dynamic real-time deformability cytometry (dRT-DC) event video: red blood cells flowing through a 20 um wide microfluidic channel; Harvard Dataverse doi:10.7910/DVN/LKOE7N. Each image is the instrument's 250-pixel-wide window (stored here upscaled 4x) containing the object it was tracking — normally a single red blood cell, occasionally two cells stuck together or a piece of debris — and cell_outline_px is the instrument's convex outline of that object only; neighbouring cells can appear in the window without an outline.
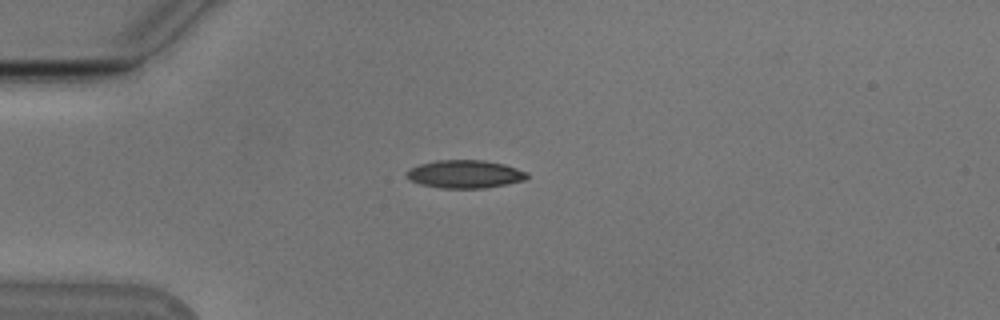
{"species": "Egyptian fruit bat (a non-hibernating species)", "species_latin": "Rousettus aegyptiacus", "temperature_condition": "cold", "stored_images_in_passage": 15, "camera_frame_rate_fps": 3000, "um_per_image_px": 0.085, "animal": {"sex": "male"}, "frame": {"image": 1, "passage_image": 1, "time_ms": 0.0, "image_size_px": [1000, 320], "cell_outline_px": [[528, 176], [524, 180], [484, 188], [440, 188], [420, 184], [408, 180], [408, 168], [420, 164], [436, 160], [484, 160], [504, 164], [528, 172]], "centroid_in_image_um": [39.5, 14.79], "position_along_channel_um": 45.5, "area_um2": 19.59}}
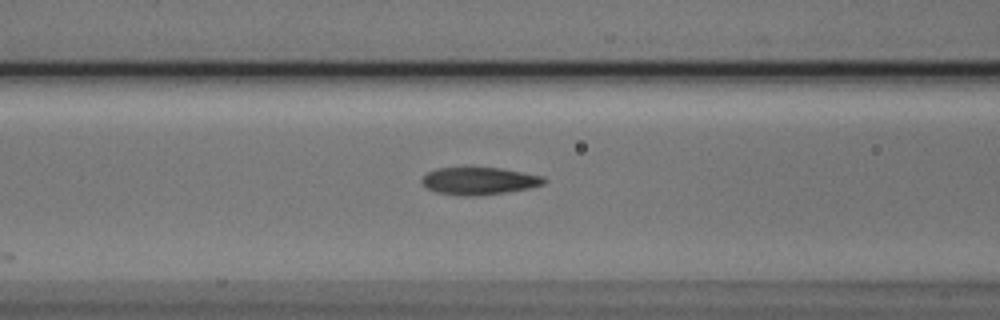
{"frame": {"image": 2, "passage_image": 9, "time_ms": 2.667, "image_size_px": [1000, 320], "cell_outline_px": [[548, 180], [544, 184], [528, 188], [508, 192], [476, 196], [464, 196], [436, 192], [428, 188], [420, 180], [428, 172], [436, 168], [504, 168], [544, 176]], "centroid_in_image_um": [40.77, 15.38], "position_along_channel_um": 125.8, "area_um2": 19.54}}
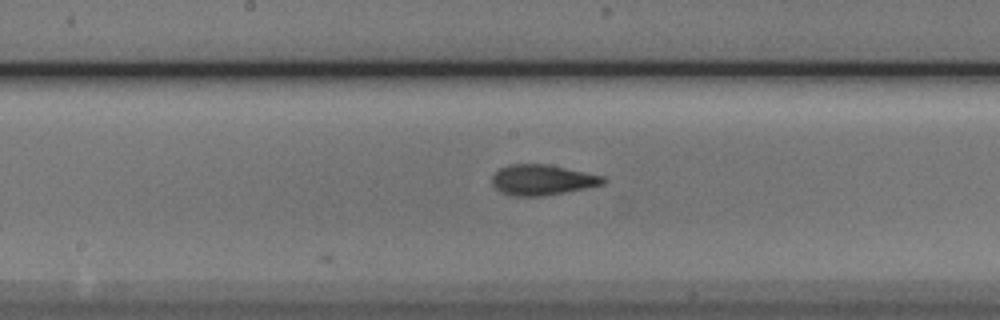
{"frame": {"image": 3, "passage_image": 15, "time_ms": 4.667, "image_size_px": [1000, 320], "cell_outline_px": [[608, 180], [604, 184], [544, 196], [512, 196], [500, 192], [492, 184], [492, 176], [500, 168], [508, 164], [548, 164], [604, 176]], "centroid_in_image_um": [46.08, 15.29], "position_along_channel_um": 202.1, "area_um2": 19.77}}